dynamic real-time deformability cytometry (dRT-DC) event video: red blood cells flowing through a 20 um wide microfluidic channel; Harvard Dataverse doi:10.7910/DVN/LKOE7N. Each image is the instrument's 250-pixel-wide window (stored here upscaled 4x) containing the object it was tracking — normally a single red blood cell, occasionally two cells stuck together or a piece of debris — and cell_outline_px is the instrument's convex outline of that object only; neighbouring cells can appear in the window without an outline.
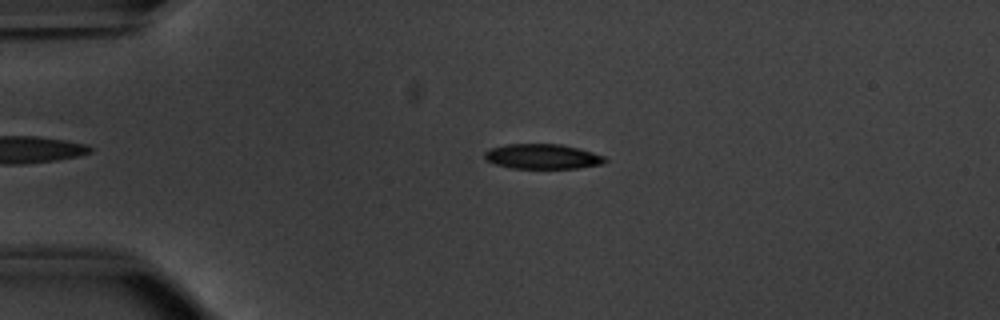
{"species": "common noctule bat (a hibernating species)", "species_latin": "Nyctalus noctula", "temperature_condition": "warm", "stored_images_in_passage": 47, "camera_frame_rate_fps": 3000, "um_per_image_px": 0.085, "animal": {"sex": "male", "body_mass_g": 20.1, "forearm_length_mm": 53.5}, "frame": {"image": 1, "passage_image": 12, "time_ms": 3.667, "image_size_px": [1000, 320], "cell_outline_px": [[608, 160], [604, 164], [576, 168], [512, 168], [496, 164], [484, 160], [484, 152], [488, 148], [508, 144], [560, 144], [592, 152], [604, 156]], "centroid_in_image_um": [46.08, 13.3], "position_along_channel_um": 38.9, "area_um2": 17.51}}
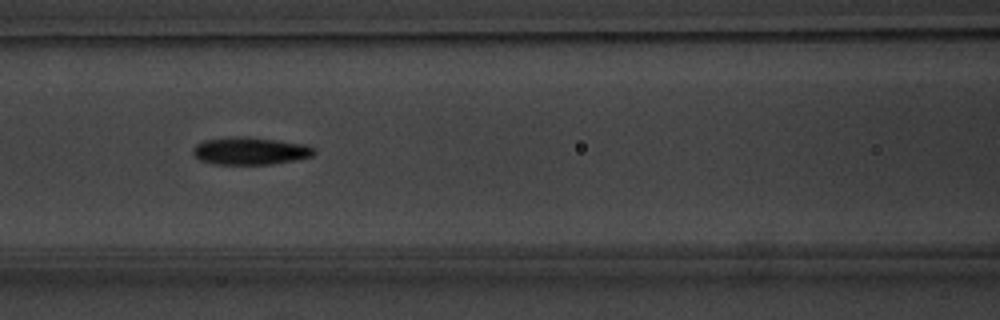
{"frame": {"image": 2, "passage_image": 23, "time_ms": 7.333, "image_size_px": [1000, 320], "cell_outline_px": [[316, 152], [312, 156], [296, 160], [272, 164], [216, 164], [200, 160], [192, 152], [192, 148], [196, 144], [204, 140], [228, 136], [248, 136], [308, 144], [316, 148]], "centroid_in_image_um": [21.3, 12.81], "position_along_channel_um": 145.3, "area_um2": 19.77}}
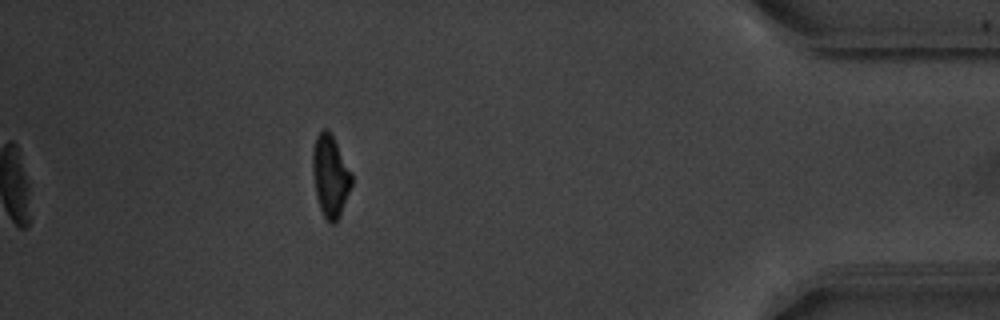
{"frame": {"image": 3, "passage_image": 47, "time_ms": 15.333, "image_size_px": [1000, 320], "cell_outline_px": [[352, 184], [340, 216], [336, 224], [332, 224], [324, 216], [320, 208], [316, 196], [312, 172], [312, 152], [316, 136], [324, 128], [328, 128], [332, 132], [352, 172]], "centroid_in_image_um": [28.08, 14.92], "position_along_channel_um": 407.1, "area_um2": 18.96}, "authors_computed_cell_mechanics": {"area_um2": 18.785, "velocity_mm_per_s": 3.8465, "shape_relaxation_time_tau1_ms": 3.6919, "shape_relaxation_time_tau2_ms": 4.7634, "deformation_change_tau1": 0.1639, "deformation_change_tau2": 0.117}}